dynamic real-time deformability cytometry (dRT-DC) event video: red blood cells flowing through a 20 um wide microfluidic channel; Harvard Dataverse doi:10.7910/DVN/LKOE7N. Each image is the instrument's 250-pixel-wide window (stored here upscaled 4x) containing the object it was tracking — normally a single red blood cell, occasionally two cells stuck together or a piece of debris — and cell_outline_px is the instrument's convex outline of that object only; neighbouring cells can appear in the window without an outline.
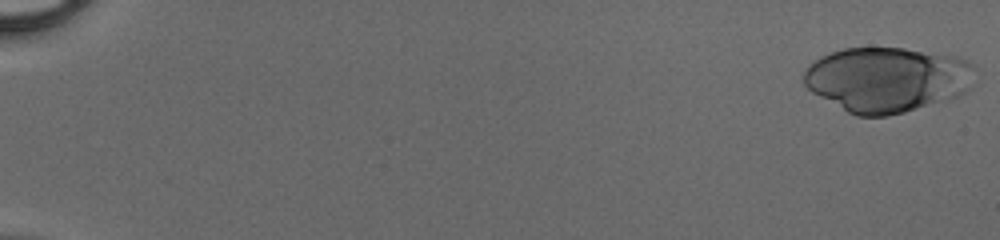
{"species": "human", "species_latin": "Homo sapiens", "temperature_condition": "cold", "stored_images_in_passage": 24, "camera_frame_rate_fps": 3000, "um_per_image_px": 0.085, "donor": {"sex": "male"}, "frame": {"image": 1, "passage_image": 1, "time_ms": 0.0, "image_size_px": [1000, 240], "cell_outline_px": [[976, 68], [936, 100], [904, 112], [888, 116], [856, 116], [848, 112], [812, 92], [804, 84], [804, 72], [816, 60], [832, 52], [844, 48], [904, 48], [952, 56], [968, 60], [976, 64]], "centroid_in_image_um": [75.15, 6.71], "position_along_channel_um": 9.9, "area_um2": 61.33}}
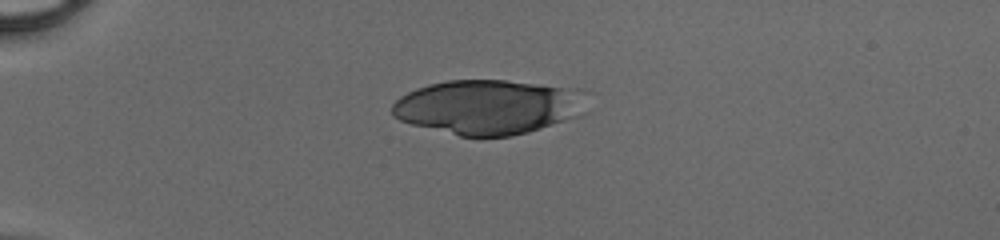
{"frame": {"image": 2, "passage_image": 14, "time_ms": 4.333, "image_size_px": [1000, 240], "cell_outline_px": [[592, 112], [580, 116], [528, 132], [512, 136], [460, 136], [412, 124], [400, 120], [392, 116], [392, 104], [400, 96], [416, 88], [428, 84], [448, 80], [504, 80], [560, 88]], "centroid_in_image_um": [41.32, 9.13], "position_along_channel_um": 43.7, "area_um2": 60.34}}